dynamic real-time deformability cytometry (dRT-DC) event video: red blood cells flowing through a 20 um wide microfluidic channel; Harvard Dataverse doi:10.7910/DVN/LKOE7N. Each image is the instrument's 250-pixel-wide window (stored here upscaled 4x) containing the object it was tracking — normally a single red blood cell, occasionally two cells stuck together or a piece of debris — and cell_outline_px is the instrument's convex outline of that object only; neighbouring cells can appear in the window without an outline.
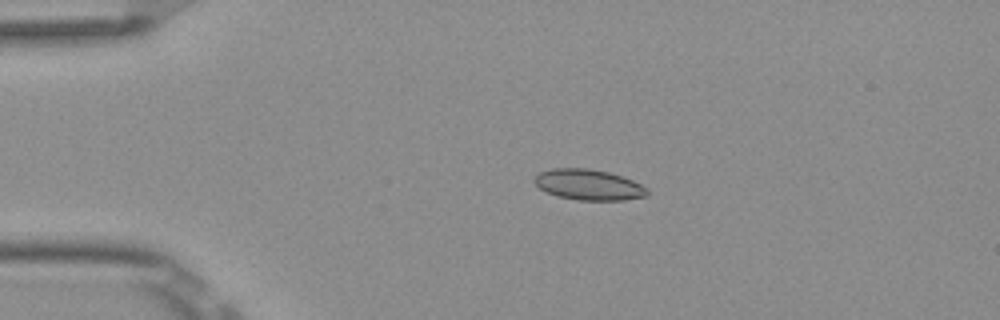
{"species": "Egyptian fruit bat (a non-hibernating species)", "species_latin": "Rousettus aegyptiacus", "temperature_condition": "room temperature", "stored_images_in_passage": 5, "camera_frame_rate_fps": 3000, "um_per_image_px": 0.085, "frame": {"image": 1, "passage_image": 4, "time_ms": 1.0, "image_size_px": [1000, 320], "cell_outline_px": [[648, 196], [624, 200], [576, 200], [556, 196], [540, 188], [532, 180], [540, 172], [552, 168], [588, 168], [608, 172], [632, 180], [648, 188]], "centroid_in_image_um": [50.04, 15.71], "position_along_channel_um": 35.0, "area_um2": 20.17}}